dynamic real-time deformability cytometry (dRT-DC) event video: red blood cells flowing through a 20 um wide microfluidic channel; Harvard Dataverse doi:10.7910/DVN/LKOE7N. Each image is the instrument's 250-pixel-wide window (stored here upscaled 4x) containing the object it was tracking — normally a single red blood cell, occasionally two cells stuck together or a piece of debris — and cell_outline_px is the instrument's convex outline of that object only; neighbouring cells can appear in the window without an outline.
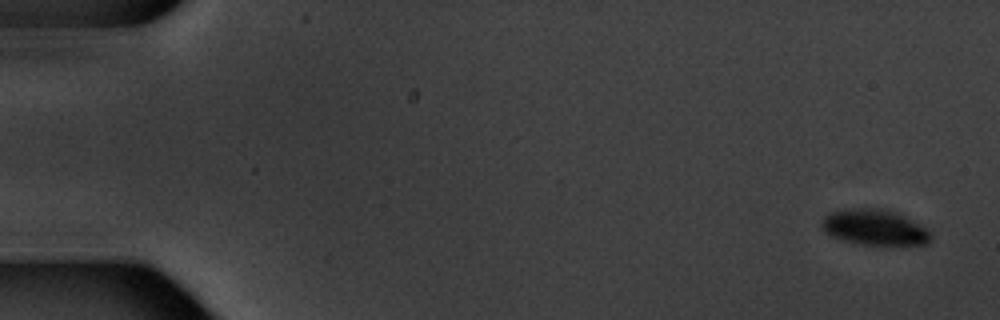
{"species": "common noctule bat (a hibernating species)", "species_latin": "Nyctalus noctula", "temperature_condition": "warm", "stored_images_in_passage": 5, "camera_frame_rate_fps": 3000, "um_per_image_px": 0.085, "animal": {"sex": "male", "body_mass_g": 20.1, "forearm_length_mm": 53.5}, "frame": {"image": 1, "passage_image": 1, "time_ms": 0.0, "image_size_px": [1000, 320], "cell_outline_px": [[932, 240], [928, 244], [860, 244], [844, 240], [832, 236], [824, 232], [820, 228], [820, 224], [824, 216], [828, 212], [848, 208], [880, 208], [896, 212], [928, 228], [932, 236]], "centroid_in_image_um": [74.32, 19.31], "position_along_channel_um": 10.7, "area_um2": 22.83}}
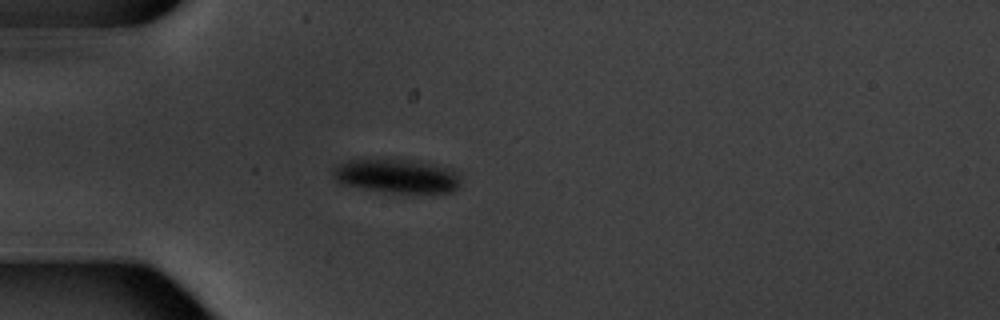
{"frame": {"image": 2, "passage_image": 5, "time_ms": 5.0, "image_size_px": [1000, 320], "cell_outline_px": [[460, 184], [452, 192], [388, 192], [340, 184], [332, 176], [332, 168], [348, 160], [416, 160], [436, 164], [452, 168], [456, 172], [460, 180]], "centroid_in_image_um": [33.73, 14.95], "position_along_channel_um": 51.3, "area_um2": 25.09}}